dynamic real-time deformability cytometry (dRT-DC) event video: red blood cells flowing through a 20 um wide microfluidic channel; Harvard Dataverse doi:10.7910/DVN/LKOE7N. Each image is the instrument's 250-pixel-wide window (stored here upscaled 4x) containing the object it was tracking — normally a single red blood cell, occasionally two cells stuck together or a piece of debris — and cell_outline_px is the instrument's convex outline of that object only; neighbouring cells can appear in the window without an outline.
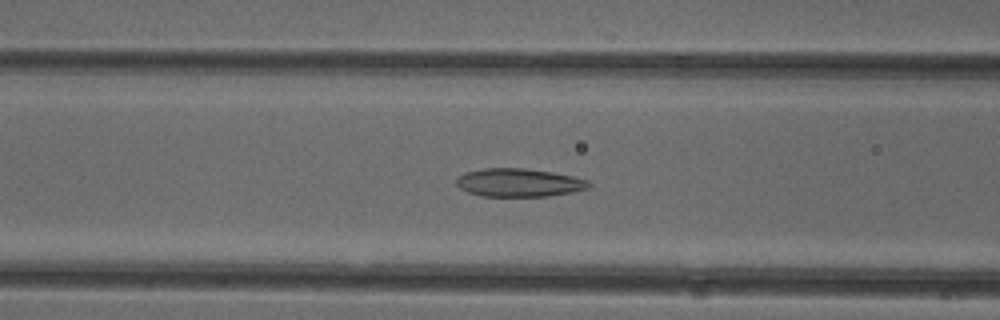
{"species": "common noctule bat (a hibernating species)", "species_latin": "Nyctalus noctula", "temperature_condition": "cold", "stored_images_in_passage": 50, "camera_frame_rate_fps": 3000, "um_per_image_px": 0.085, "animal": {"sex": "female"}, "frame": {"image": 1, "passage_image": 19, "time_ms": 6.0, "image_size_px": [1000, 320], "cell_outline_px": [[592, 184], [588, 188], [572, 192], [548, 196], [480, 196], [468, 192], [460, 188], [456, 184], [456, 180], [464, 172], [484, 168], [524, 168], [552, 172], [572, 176], [588, 180]], "centroid_in_image_um": [44.1, 15.52], "position_along_channel_um": 122.5, "area_um2": 21.79}}
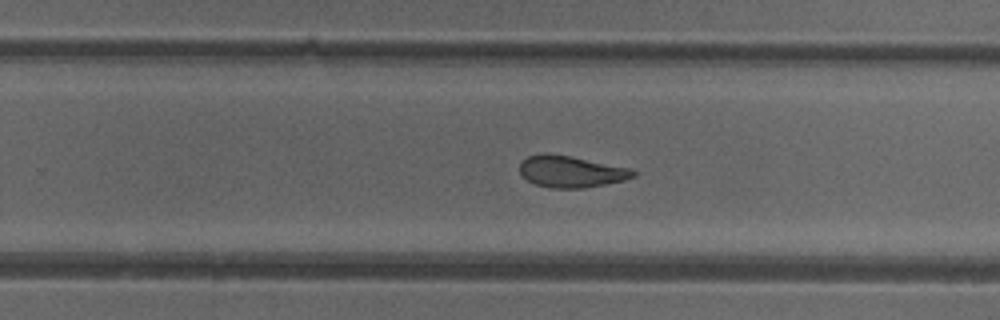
{"frame": {"image": 2, "passage_image": 31, "time_ms": 10.0, "image_size_px": [1000, 320], "cell_outline_px": [[636, 176], [624, 180], [584, 188], [548, 188], [536, 184], [528, 180], [520, 172], [520, 160], [528, 156], [544, 152], [548, 152], [632, 168], [636, 172]], "centroid_in_image_um": [48.53, 14.57], "position_along_channel_um": 281.3, "area_um2": 20.98}}
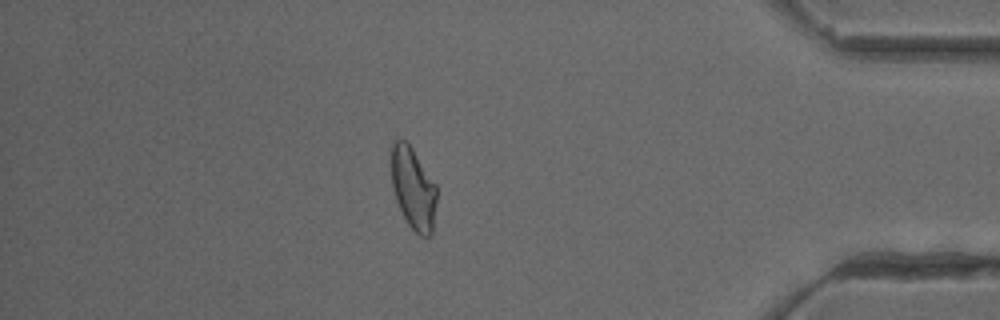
{"frame": {"image": 3, "passage_image": 43, "time_ms": 14.0, "image_size_px": [1000, 320], "cell_outline_px": [[436, 200], [432, 236], [420, 236], [408, 224], [396, 200], [392, 184], [392, 140], [404, 140], [412, 148], [436, 184]], "centroid_in_image_um": [35.14, 16.03], "position_along_channel_um": 400.1, "area_um2": 21.39}, "authors_computed_cell_mechanics": {"area_um2": 22.7443, "velocity_mm_per_s": 3.9789, "shape_relaxation_time_tau1_ms": null, "shape_relaxation_time_tau2_ms": 2.0042, "deformation_change_tau1": null, "deformation_change_tau2": 0.0822}}